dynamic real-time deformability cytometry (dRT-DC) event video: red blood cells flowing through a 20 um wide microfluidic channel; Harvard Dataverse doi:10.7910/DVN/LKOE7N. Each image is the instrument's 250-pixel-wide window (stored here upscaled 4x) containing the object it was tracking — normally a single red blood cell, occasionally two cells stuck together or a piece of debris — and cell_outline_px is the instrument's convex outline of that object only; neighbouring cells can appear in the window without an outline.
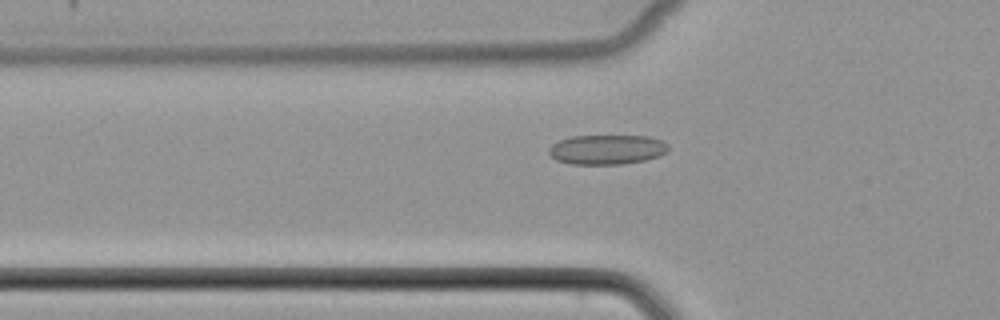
{"species": "common noctule bat (a hibernating species)", "species_latin": "Nyctalus noctula", "temperature_condition": "cold", "stored_images_in_passage": 52, "camera_frame_rate_fps": 3000, "um_per_image_px": 0.085, "animal": {"sex": "female", "body_mass_g": 22.7, "forearm_length_mm": 54.2}, "frame": {"image": 1, "passage_image": 18, "time_ms": 5.667, "image_size_px": [1000, 320], "cell_outline_px": [[668, 148], [660, 156], [644, 160], [620, 164], [572, 164], [556, 160], [548, 152], [548, 148], [552, 144], [560, 140], [572, 136], [648, 136], [664, 140], [668, 144]], "centroid_in_image_um": [51.59, 12.7], "position_along_channel_um": 74.2, "area_um2": 20.63}}
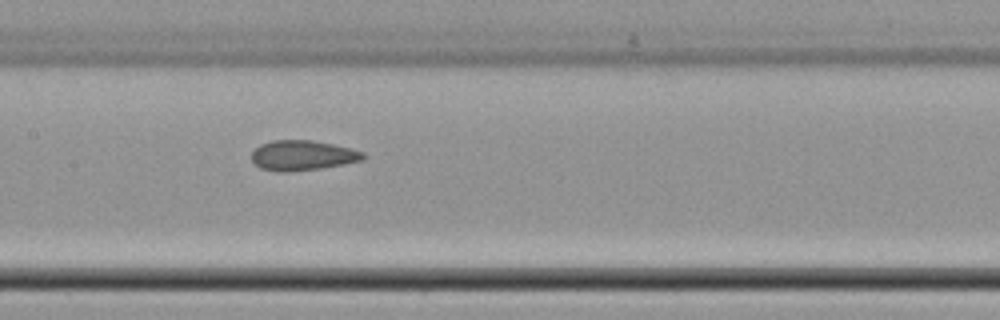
{"frame": {"image": 2, "passage_image": 26, "time_ms": 8.333, "image_size_px": [1000, 320], "cell_outline_px": [[364, 160], [344, 164], [320, 168], [288, 172], [276, 172], [260, 168], [252, 160], [252, 152], [260, 144], [272, 140], [312, 140], [352, 148], [364, 152]], "centroid_in_image_um": [25.71, 13.21], "position_along_channel_um": 181.7, "area_um2": 19.59}}
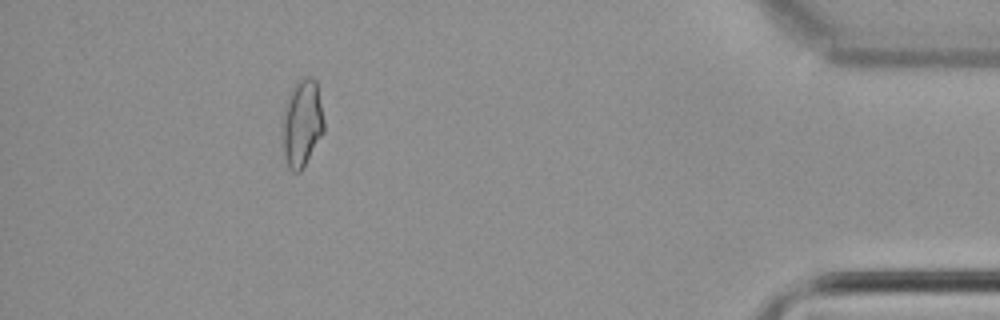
{"frame": {"image": 3, "passage_image": 47, "time_ms": 15.333, "image_size_px": [1000, 320], "cell_outline_px": [[324, 132], [304, 168], [300, 172], [292, 172], [288, 168], [284, 152], [284, 108], [288, 96], [292, 88], [300, 80], [308, 76], [312, 76], [316, 80], [324, 120]], "centroid_in_image_um": [25.71, 10.5], "position_along_channel_um": 409.5, "area_um2": 20.87}}